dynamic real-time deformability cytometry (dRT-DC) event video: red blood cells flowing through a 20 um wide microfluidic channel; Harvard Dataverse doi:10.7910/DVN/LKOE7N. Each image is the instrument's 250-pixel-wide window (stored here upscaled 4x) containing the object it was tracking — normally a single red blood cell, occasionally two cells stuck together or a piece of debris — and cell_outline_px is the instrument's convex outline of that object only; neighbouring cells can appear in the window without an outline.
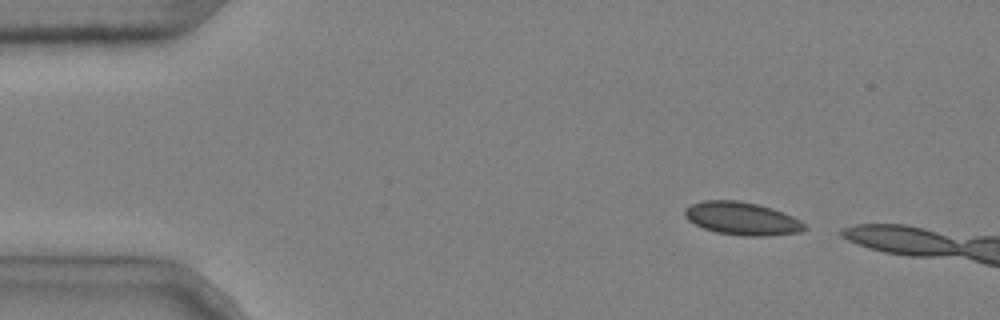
{"species": "common noctule bat (a hibernating species)", "species_latin": "Nyctalus noctula", "temperature_condition": "cold", "stored_images_in_passage": 2, "camera_frame_rate_fps": 3000, "um_per_image_px": 0.085, "animal": {"sex": "male", "body_mass_g": 20.4}, "frame": {"image": 1, "passage_image": 1, "time_ms": 0.0, "image_size_px": [1000, 320], "cell_outline_px": [[808, 228], [800, 232], [764, 236], [744, 236], [716, 232], [704, 228], [688, 220], [684, 216], [684, 208], [692, 204], [704, 200], [740, 200], [772, 208], [792, 216], [800, 220]], "centroid_in_image_um": [63.06, 18.57], "position_along_channel_um": 21.9, "area_um2": 22.95}}